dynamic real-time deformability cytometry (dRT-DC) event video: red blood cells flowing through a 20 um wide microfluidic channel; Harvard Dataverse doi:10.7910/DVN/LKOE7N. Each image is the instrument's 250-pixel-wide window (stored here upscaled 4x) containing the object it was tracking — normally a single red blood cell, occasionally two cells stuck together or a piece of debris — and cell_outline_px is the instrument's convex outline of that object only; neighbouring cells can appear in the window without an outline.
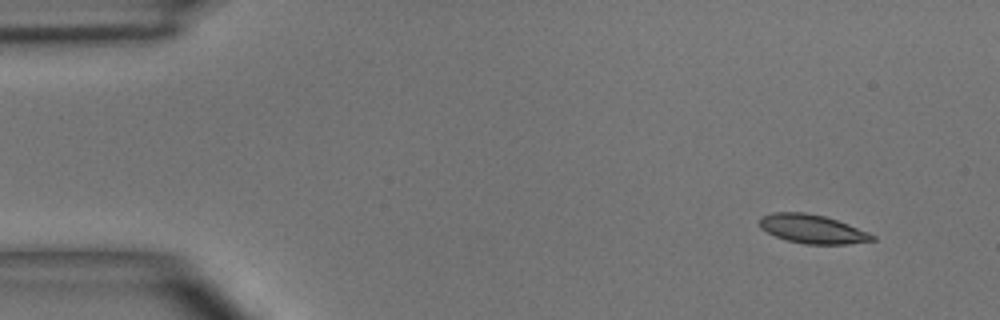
{"species": "common noctule bat (a hibernating species)", "species_latin": "Nyctalus noctula", "temperature_condition": "room temperature", "stored_images_in_passage": 5, "segment_of_instrument_passage": [1, 2], "camera_frame_rate_fps": 3000, "um_per_image_px": 0.085, "animal": {"sex": "male", "body_mass_g": 15.6}, "frame": {"image": 1, "passage_image": 2, "time_ms": 1.333, "image_size_px": [1000, 320], "cell_outline_px": [[876, 240], [848, 244], [804, 244], [788, 240], [776, 236], [760, 228], [760, 220], [764, 216], [772, 212], [804, 212], [824, 216], [848, 224], [868, 232], [876, 236]], "centroid_in_image_um": [69.08, 19.47], "position_along_channel_um": 15.9, "area_um2": 18.73}}
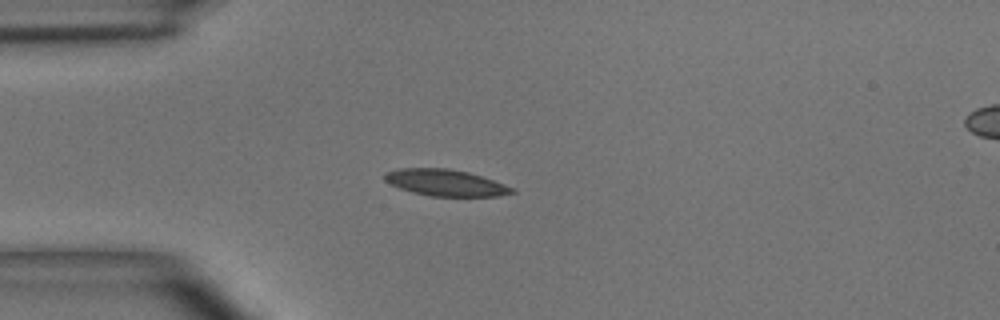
{"frame": {"image": 2, "passage_image": 4, "time_ms": 4.333, "image_size_px": [1000, 320], "cell_outline_px": [[516, 192], [500, 196], [428, 196], [412, 192], [400, 188], [384, 180], [384, 172], [400, 168], [448, 168], [468, 172], [516, 188]], "centroid_in_image_um": [37.87, 15.53], "position_along_channel_um": 47.1, "area_um2": 19.65}}